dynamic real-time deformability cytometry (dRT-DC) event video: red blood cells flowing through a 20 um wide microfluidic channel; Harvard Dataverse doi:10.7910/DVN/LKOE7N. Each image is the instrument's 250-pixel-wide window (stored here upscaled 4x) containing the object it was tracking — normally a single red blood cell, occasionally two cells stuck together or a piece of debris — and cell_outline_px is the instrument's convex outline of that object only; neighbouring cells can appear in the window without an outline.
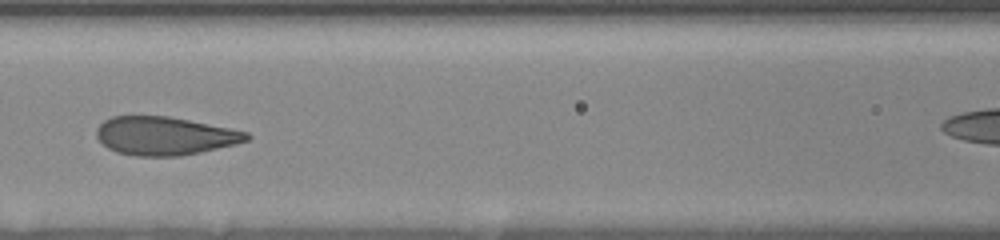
{"species": "human", "species_latin": "Homo sapiens", "temperature_condition": "room temperature", "stored_images_in_passage": 12, "segment_of_instrument_passage": [1, 2], "camera_frame_rate_fps": 3000, "um_per_image_px": 0.085, "donor": {"sex": "female"}, "frame": {"image": 1, "passage_image": 10, "time_ms": 7.667, "image_size_px": [1000, 240], "cell_outline_px": [[252, 136], [248, 140], [236, 144], [200, 152], [180, 156], [136, 156], [116, 152], [108, 148], [96, 136], [96, 128], [104, 120], [112, 116], [168, 116], [248, 132]], "centroid_in_image_um": [13.98, 11.55], "position_along_channel_um": 152.6, "area_um2": 33.41}}